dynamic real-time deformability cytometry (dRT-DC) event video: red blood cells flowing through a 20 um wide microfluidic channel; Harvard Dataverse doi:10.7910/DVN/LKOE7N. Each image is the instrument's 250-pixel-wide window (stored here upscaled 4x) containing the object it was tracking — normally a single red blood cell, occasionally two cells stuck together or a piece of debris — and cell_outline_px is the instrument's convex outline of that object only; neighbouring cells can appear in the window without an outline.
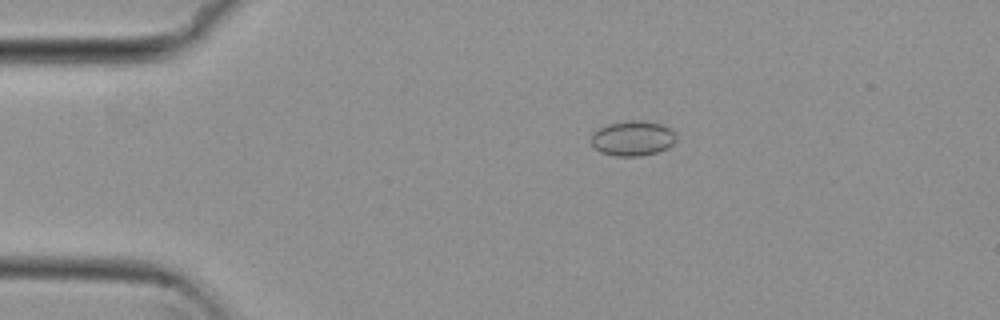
{"species": "common noctule bat (a hibernating species)", "species_latin": "Nyctalus noctula", "temperature_condition": "cold", "stored_images_in_passage": 54, "camera_frame_rate_fps": 3000, "um_per_image_px": 0.085, "animal": {"sex": "female", "body_mass_g": 29.2, "forearm_length_mm": 56.3}, "frame": {"image": 1, "passage_image": 11, "time_ms": 3.333, "image_size_px": [1000, 320], "cell_outline_px": [[676, 140], [668, 148], [656, 152], [640, 156], [616, 156], [600, 152], [592, 144], [592, 132], [608, 124], [632, 120], [644, 120], [660, 124], [668, 128], [676, 136]], "centroid_in_image_um": [53.77, 11.76], "position_along_channel_um": 31.2, "area_um2": 17.17}}
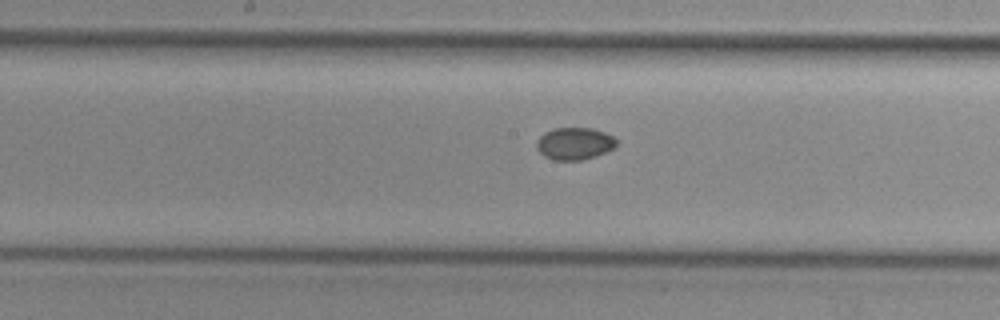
{"frame": {"image": 2, "passage_image": 28, "time_ms": 9.0, "image_size_px": [1000, 320], "cell_outline_px": [[616, 148], [580, 160], [552, 160], [544, 156], [536, 148], [536, 140], [544, 132], [552, 128], [592, 128], [604, 132], [612, 136], [616, 140]], "centroid_in_image_um": [48.79, 12.19], "position_along_channel_um": 199.4, "area_um2": 14.97}}
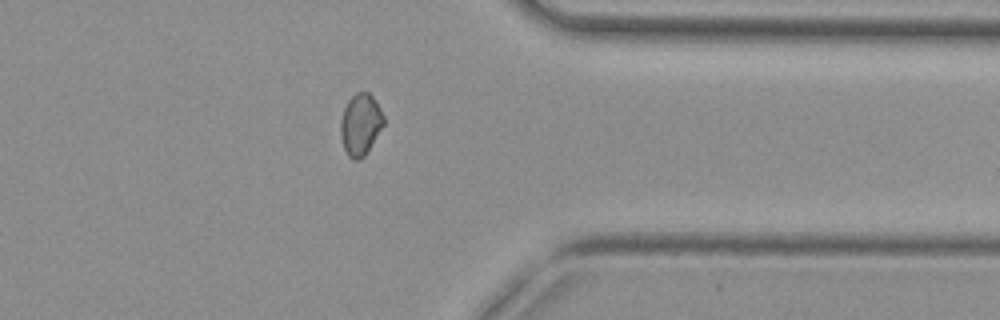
{"frame": {"image": 3, "passage_image": 43, "time_ms": 14.0, "image_size_px": [1000, 320], "cell_outline_px": [[384, 124], [364, 156], [360, 160], [352, 160], [348, 156], [344, 148], [340, 136], [340, 120], [344, 108], [348, 100], [356, 92], [368, 92], [376, 100], [384, 116]], "centroid_in_image_um": [30.63, 10.57], "position_along_channel_um": 380.8, "area_um2": 15.49}}